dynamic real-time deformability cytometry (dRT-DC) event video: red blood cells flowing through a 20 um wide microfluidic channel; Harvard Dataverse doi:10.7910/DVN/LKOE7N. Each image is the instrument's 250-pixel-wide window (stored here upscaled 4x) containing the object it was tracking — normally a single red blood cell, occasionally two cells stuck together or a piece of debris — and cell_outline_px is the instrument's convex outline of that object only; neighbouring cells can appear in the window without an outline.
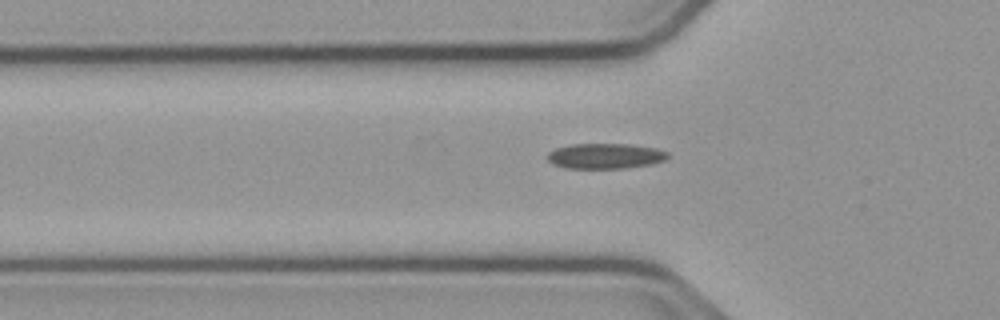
{"species": "common noctule bat (a hibernating species)", "species_latin": "Nyctalus noctula", "temperature_condition": "cold", "stored_images_in_passage": 33, "camera_frame_rate_fps": 3000, "um_per_image_px": 0.085, "animal": {"sex": "male", "body_mass_g": 23.1, "forearm_length_mm": 52.7}, "frame": {"image": 1, "passage_image": 3, "time_ms": 0.667, "image_size_px": [1000, 320], "cell_outline_px": [[668, 156], [664, 160], [652, 164], [624, 168], [564, 168], [552, 164], [544, 156], [548, 152], [556, 148], [572, 144], [628, 144], [656, 148], [668, 152]], "centroid_in_image_um": [51.4, 13.26], "position_along_channel_um": 74.4, "area_um2": 17.86}}
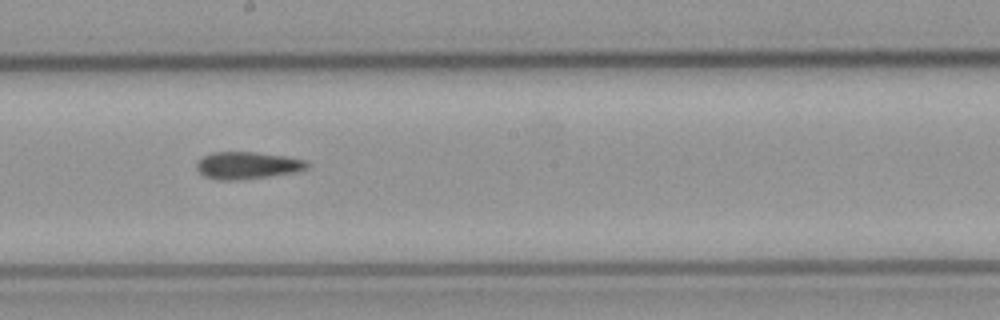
{"frame": {"image": 2, "passage_image": 15, "time_ms": 4.667, "image_size_px": [1000, 320], "cell_outline_px": [[308, 168], [296, 172], [240, 180], [216, 180], [204, 176], [196, 168], [196, 164], [204, 156], [212, 152], [252, 152], [284, 156], [304, 160], [308, 164]], "centroid_in_image_um": [21.0, 14.07], "position_along_channel_um": 227.2, "area_um2": 17.34}}
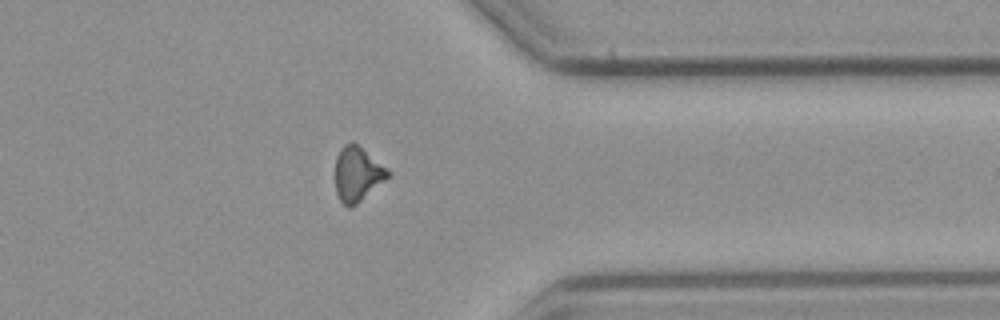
{"frame": {"image": 3, "passage_image": 28, "time_ms": 9.0, "image_size_px": [1000, 320], "cell_outline_px": [[392, 176], [356, 204], [348, 208], [340, 200], [336, 192], [336, 156], [340, 148], [344, 144], [352, 140], [392, 172]], "centroid_in_image_um": [30.4, 14.78], "position_along_channel_um": 381.0, "area_um2": 16.88}}